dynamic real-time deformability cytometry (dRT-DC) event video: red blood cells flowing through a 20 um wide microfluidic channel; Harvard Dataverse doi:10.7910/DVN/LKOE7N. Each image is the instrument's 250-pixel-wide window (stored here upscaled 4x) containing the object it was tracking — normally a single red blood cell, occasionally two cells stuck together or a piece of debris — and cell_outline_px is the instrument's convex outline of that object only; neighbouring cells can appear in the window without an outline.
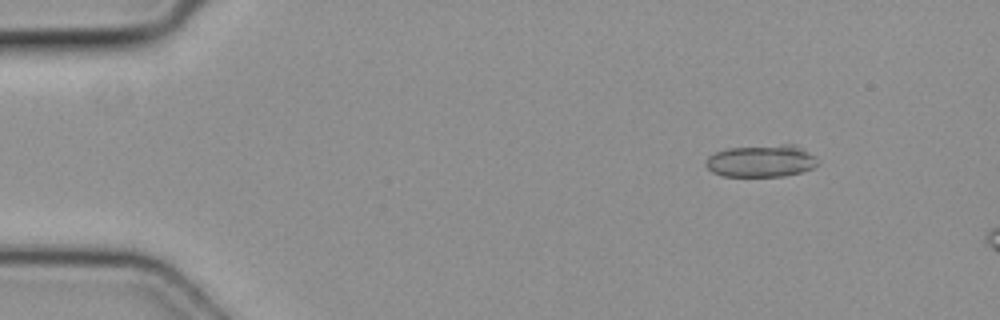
{"species": "common noctule bat (a hibernating species)", "species_latin": "Nyctalus noctula", "temperature_condition": "cold", "stored_images_in_passage": 5, "camera_frame_rate_fps": 3000, "um_per_image_px": 0.085, "animal": {"sex": "female", "body_mass_g": 19.3, "forearm_length_mm": 54.1}, "frame": {"image": 1, "passage_image": 2, "time_ms": 0.333, "image_size_px": [1000, 320], "cell_outline_px": [[816, 164], [812, 168], [800, 172], [784, 176], [724, 176], [712, 172], [704, 164], [708, 156], [716, 152], [728, 148], [784, 144], [792, 144], [816, 156]], "centroid_in_image_um": [64.67, 13.68], "position_along_channel_um": 20.3, "area_um2": 20.81}}